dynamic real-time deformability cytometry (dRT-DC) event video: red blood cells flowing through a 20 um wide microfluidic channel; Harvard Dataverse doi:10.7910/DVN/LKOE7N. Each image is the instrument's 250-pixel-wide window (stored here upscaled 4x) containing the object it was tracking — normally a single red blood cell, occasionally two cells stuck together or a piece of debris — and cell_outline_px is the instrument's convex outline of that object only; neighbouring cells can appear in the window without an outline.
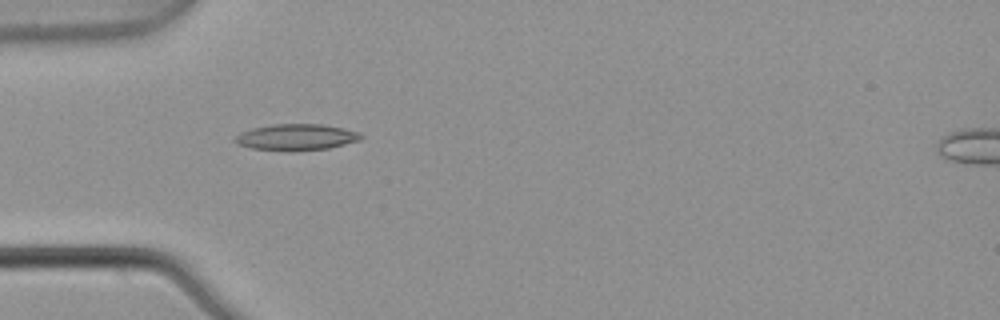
{"species": "common noctule bat (a hibernating species)", "species_latin": "Nyctalus noctula", "temperature_condition": "warm", "stored_images_in_passage": 3, "camera_frame_rate_fps": 3000, "um_per_image_px": 0.085, "animal": {"sex": "male", "body_mass_g": 21.5, "forearm_length_mm": 52.0}, "frame": {"image": 1, "passage_image": 2, "time_ms": 0.333, "image_size_px": [1000, 320], "cell_outline_px": [[364, 136], [360, 140], [328, 148], [292, 152], [288, 152], [252, 148], [236, 144], [232, 140], [240, 132], [252, 128], [272, 124], [324, 124], [344, 128], [360, 132]], "centroid_in_image_um": [25.17, 11.66], "position_along_channel_um": 59.8, "area_um2": 19.65}}
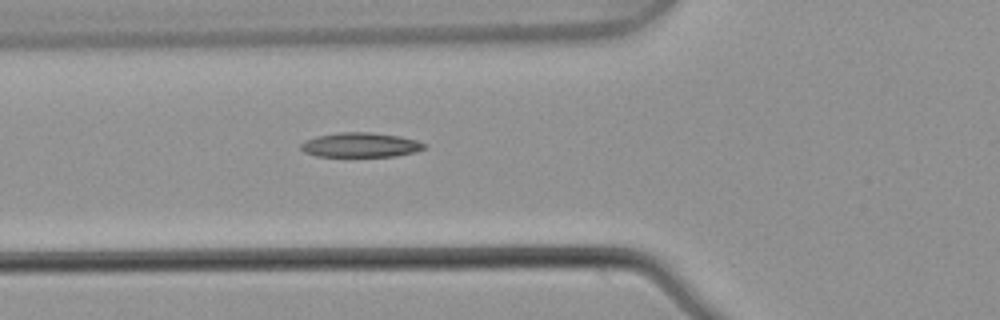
{"frame": {"image": 2, "passage_image": 3, "time_ms": 0.667, "image_size_px": [1000, 320], "cell_outline_px": [[428, 148], [416, 152], [396, 156], [316, 156], [304, 152], [300, 148], [300, 144], [304, 140], [316, 136], [340, 132], [372, 132], [400, 136], [416, 140], [428, 144]], "centroid_in_image_um": [30.68, 12.31], "position_along_channel_um": 95.1, "area_um2": 17.92}}